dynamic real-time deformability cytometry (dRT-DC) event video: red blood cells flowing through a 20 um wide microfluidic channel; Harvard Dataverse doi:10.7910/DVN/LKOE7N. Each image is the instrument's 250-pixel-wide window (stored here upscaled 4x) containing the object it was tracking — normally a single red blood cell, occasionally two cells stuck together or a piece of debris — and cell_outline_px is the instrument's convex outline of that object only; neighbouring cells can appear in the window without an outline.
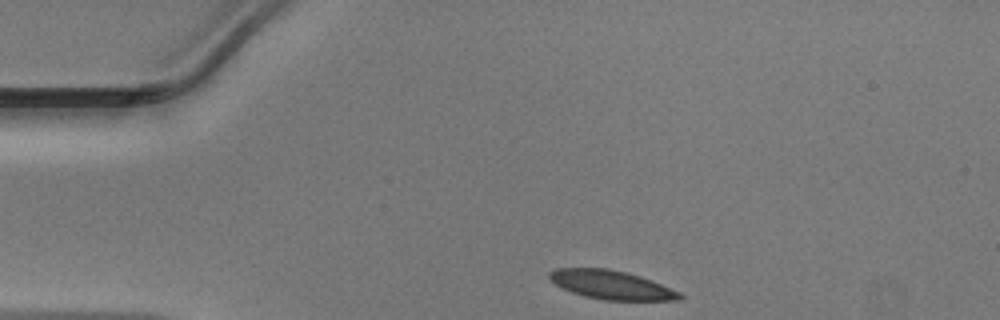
{"species": "Egyptian fruit bat (a non-hibernating species)", "species_latin": "Rousettus aegyptiacus", "temperature_condition": "warm", "stored_images_in_passage": 31, "camera_frame_rate_fps": 3000, "um_per_image_px": 0.085, "animal": {"sex": "male"}, "frame": {"image": 1, "passage_image": 1, "time_ms": 0.0, "image_size_px": [1000, 320], "cell_outline_px": [[684, 296], [680, 300], [604, 300], [584, 296], [572, 292], [548, 280], [548, 272], [556, 268], [608, 268], [628, 272], [652, 280], [680, 292]], "centroid_in_image_um": [51.96, 24.2], "position_along_channel_um": 33.0, "area_um2": 21.96}}
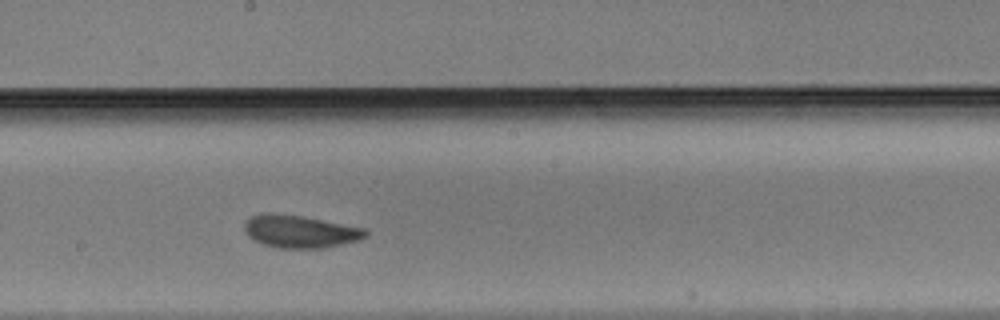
{"frame": {"image": 2, "passage_image": 18, "time_ms": 5.667, "image_size_px": [1000, 320], "cell_outline_px": [[368, 236], [360, 240], [320, 248], [276, 248], [264, 244], [248, 236], [244, 232], [244, 224], [252, 216], [264, 212], [272, 212], [300, 216], [364, 228], [368, 232]], "centroid_in_image_um": [25.48, 19.67], "position_along_channel_um": 222.7, "area_um2": 22.83}}
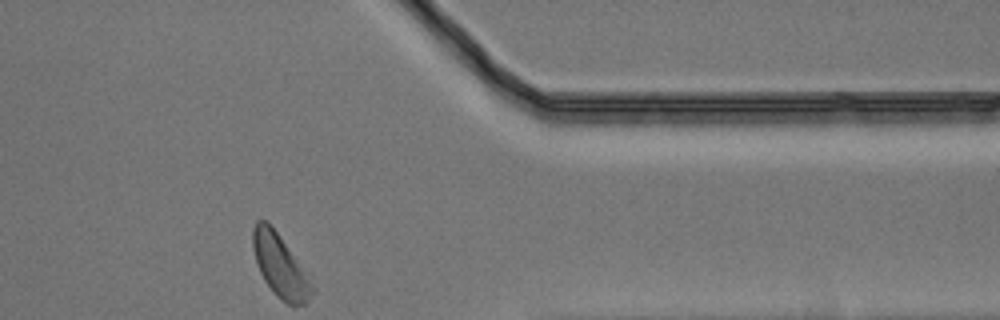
{"frame": {"image": 3, "passage_image": 31, "time_ms": 10.0, "image_size_px": [1000, 320], "cell_outline_px": [[312, 292], [304, 304], [288, 304], [280, 300], [276, 296], [264, 280], [256, 264], [252, 248], [252, 228], [256, 220], [268, 220], [312, 272]], "centroid_in_image_um": [23.84, 22.51], "position_along_channel_um": 387.6, "area_um2": 22.77}}